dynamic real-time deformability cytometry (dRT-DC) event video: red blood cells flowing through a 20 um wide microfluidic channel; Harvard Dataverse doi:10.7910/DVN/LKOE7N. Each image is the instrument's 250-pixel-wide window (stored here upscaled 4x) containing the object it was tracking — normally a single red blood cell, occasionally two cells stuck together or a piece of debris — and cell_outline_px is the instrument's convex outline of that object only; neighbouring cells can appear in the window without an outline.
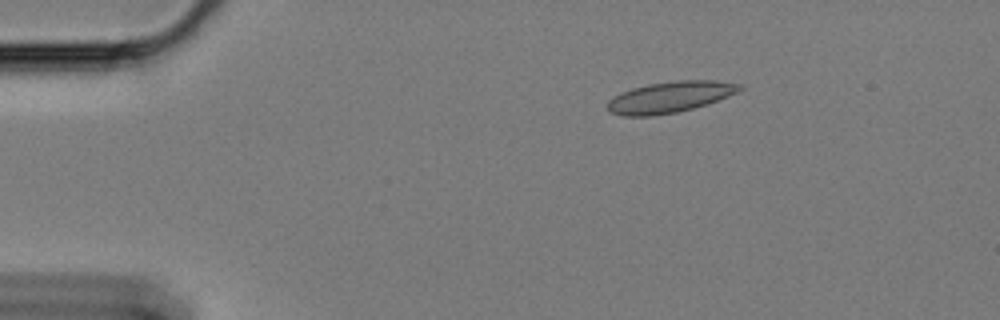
{"species": "Egyptian fruit bat (a non-hibernating species)", "species_latin": "Rousettus aegyptiacus", "temperature_condition": "cold", "stored_images_in_passage": 19, "camera_frame_rate_fps": 3000, "um_per_image_px": 0.085, "animal": {"sex": "female"}, "frame": {"image": 1, "passage_image": 10, "time_ms": 3.0, "image_size_px": [1000, 320], "cell_outline_px": [[744, 88], [728, 96], [708, 104], [676, 112], [652, 116], [624, 116], [612, 112], [608, 108], [608, 100], [612, 96], [620, 92], [632, 88], [648, 84], [676, 80], [716, 80], [744, 84]], "centroid_in_image_um": [56.96, 8.23], "position_along_channel_um": 28.0, "area_um2": 24.04}}
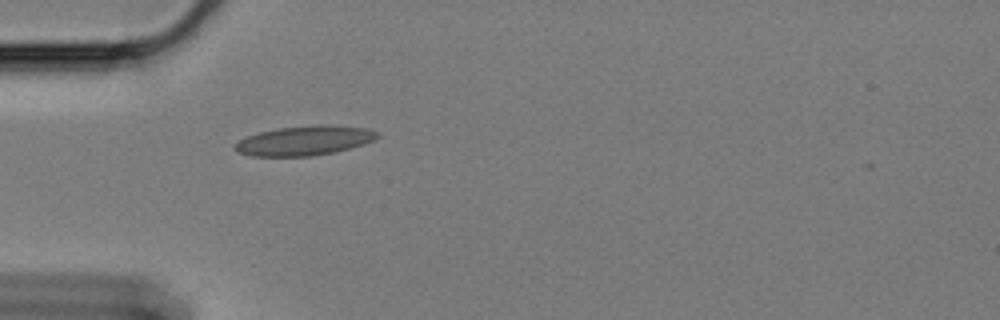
{"frame": {"image": 2, "passage_image": 18, "time_ms": 5.667, "image_size_px": [1000, 320], "cell_outline_px": [[380, 136], [364, 144], [332, 152], [312, 156], [252, 156], [236, 152], [232, 148], [232, 144], [248, 136], [260, 132], [280, 128], [316, 124], [332, 124], [368, 128], [380, 132]], "centroid_in_image_um": [25.88, 11.94], "position_along_channel_um": 59.1, "area_um2": 24.68}}